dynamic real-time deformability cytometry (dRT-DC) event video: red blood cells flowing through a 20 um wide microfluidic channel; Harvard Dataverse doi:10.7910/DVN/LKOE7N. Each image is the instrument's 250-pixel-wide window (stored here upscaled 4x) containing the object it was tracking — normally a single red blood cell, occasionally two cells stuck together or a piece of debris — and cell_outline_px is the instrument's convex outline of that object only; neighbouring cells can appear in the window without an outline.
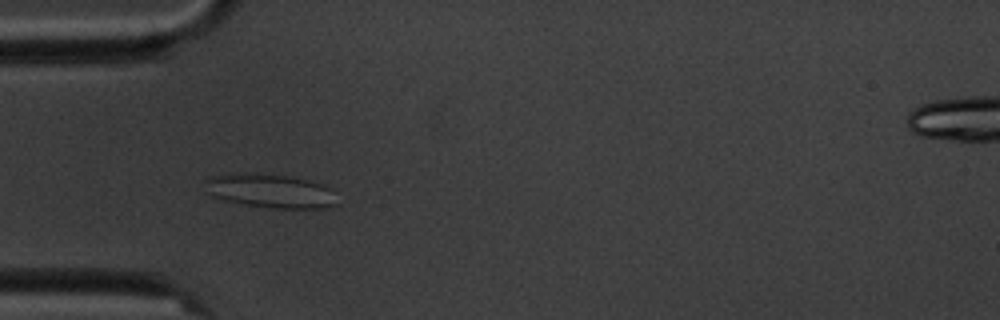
{"species": "common noctule bat (a hibernating species)", "species_latin": "Nyctalus noctula", "temperature_condition": "cold", "stored_images_in_passage": 6, "camera_frame_rate_fps": 3000, "um_per_image_px": 0.085, "animal": {"sex": "male", "body_mass_g": 20.1, "forearm_length_mm": 53.5}, "frame": {"image": 1, "passage_image": 4, "time_ms": 3.333, "image_size_px": [1000, 320], "cell_outline_px": [[336, 204], [324, 208], [268, 208], [224, 200], [212, 196], [204, 192], [204, 180], [208, 176], [244, 172], [288, 176], [308, 180], [324, 184], [328, 188]], "centroid_in_image_um": [22.86, 16.21], "position_along_channel_um": 62.1, "area_um2": 26.07}}
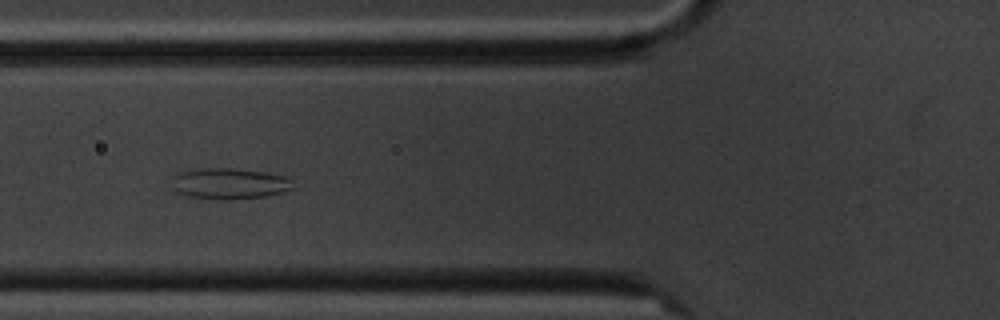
{"frame": {"image": 2, "passage_image": 5, "time_ms": 4.667, "image_size_px": [1000, 320], "cell_outline_px": [[296, 188], [264, 196], [188, 196], [180, 192], [176, 188], [172, 176], [180, 172], [208, 168], [228, 168], [264, 172], [284, 176], [292, 180]], "centroid_in_image_um": [19.58, 15.54], "position_along_channel_um": 106.2, "area_um2": 20.29}}